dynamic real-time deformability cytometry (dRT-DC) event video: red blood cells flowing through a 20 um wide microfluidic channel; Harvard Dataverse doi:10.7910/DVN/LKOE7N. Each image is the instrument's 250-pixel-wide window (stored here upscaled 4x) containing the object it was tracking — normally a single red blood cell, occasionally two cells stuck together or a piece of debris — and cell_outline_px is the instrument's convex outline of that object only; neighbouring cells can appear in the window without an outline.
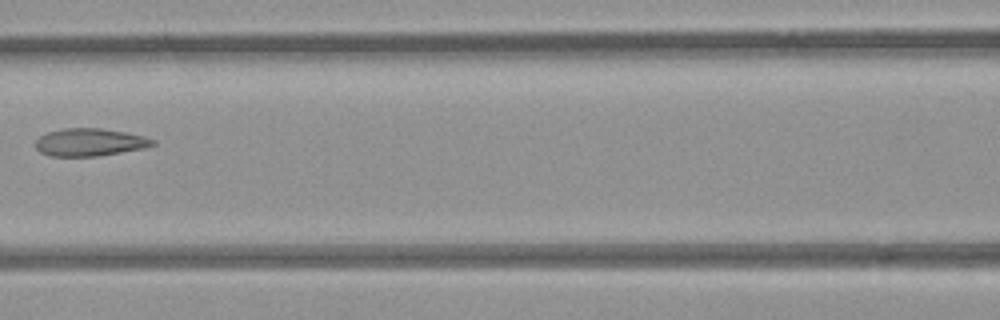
{"species": "common noctule bat (a hibernating species)", "species_latin": "Nyctalus noctula", "temperature_condition": "room temperature", "stored_images_in_passage": 7, "camera_frame_rate_fps": 3000, "um_per_image_px": 0.085, "animal": {"sex": "female", "body_mass_g": 21.9}, "frame": {"image": 1, "passage_image": 7, "time_ms": 2.0, "image_size_px": [1000, 320], "cell_outline_px": [[156, 144], [144, 148], [96, 156], [52, 156], [40, 152], [36, 148], [36, 140], [40, 136], [48, 132], [64, 128], [100, 128], [124, 132], [144, 136], [156, 140]], "centroid_in_image_um": [7.64, 12.09], "position_along_channel_um": 159.0, "area_um2": 18.73}}